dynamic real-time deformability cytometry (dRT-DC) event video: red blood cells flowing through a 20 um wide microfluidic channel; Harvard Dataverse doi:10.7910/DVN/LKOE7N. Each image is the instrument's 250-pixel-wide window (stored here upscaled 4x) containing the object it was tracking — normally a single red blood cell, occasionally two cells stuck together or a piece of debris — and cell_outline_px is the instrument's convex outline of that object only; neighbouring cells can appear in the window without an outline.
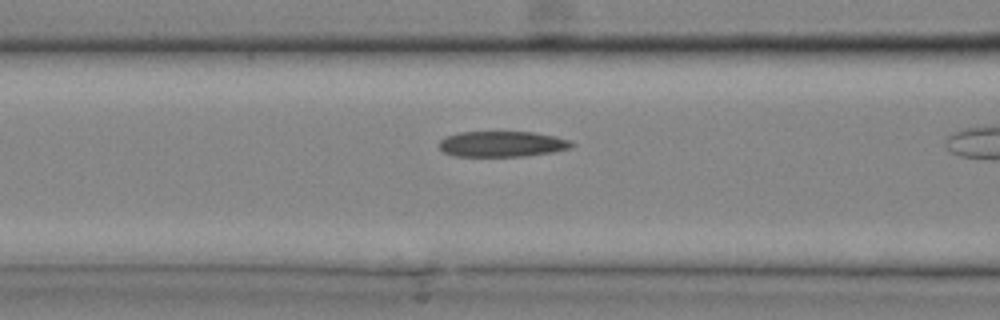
{"species": "common noctule bat (a hibernating species)", "species_latin": "Nyctalus noctula", "temperature_condition": "cold", "stored_images_in_passage": 10, "camera_frame_rate_fps": 3000, "um_per_image_px": 0.085, "animal": {"sex": "male", "body_mass_g": 20.4}, "frame": {"image": 1, "passage_image": 5, "time_ms": 1.333, "image_size_px": [1000, 320], "cell_outline_px": [[572, 144], [568, 148], [552, 152], [528, 156], [452, 156], [444, 152], [440, 148], [440, 140], [444, 136], [460, 132], [532, 132], [556, 136], [568, 140]], "centroid_in_image_um": [42.62, 12.24], "position_along_channel_um": 124.0, "area_um2": 19.71}}